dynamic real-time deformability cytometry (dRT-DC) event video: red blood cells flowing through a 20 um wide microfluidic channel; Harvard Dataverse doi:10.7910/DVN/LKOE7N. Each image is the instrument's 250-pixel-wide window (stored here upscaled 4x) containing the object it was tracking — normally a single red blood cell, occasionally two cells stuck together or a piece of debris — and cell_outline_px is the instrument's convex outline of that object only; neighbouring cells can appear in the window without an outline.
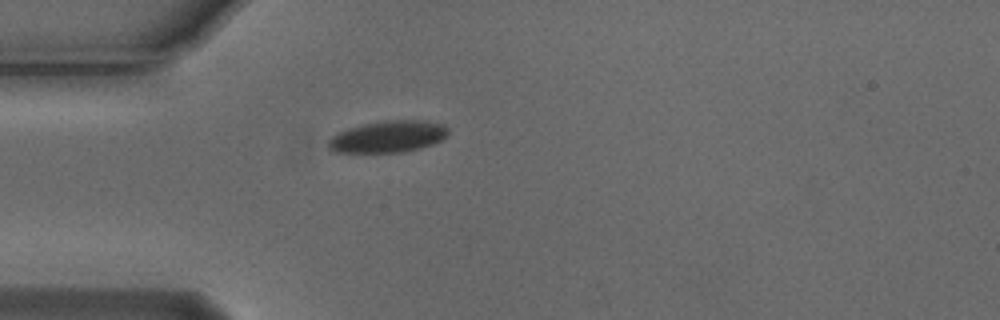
{"species": "Egyptian fruit bat (a non-hibernating species)", "species_latin": "Rousettus aegyptiacus", "temperature_condition": "cold", "stored_images_in_passage": 23, "camera_frame_rate_fps": 3000, "um_per_image_px": 0.085, "animal": {"sex": "male"}, "frame": {"image": 1, "passage_image": 1, "time_ms": 0.0, "image_size_px": [1000, 320], "cell_outline_px": [[448, 136], [432, 144], [420, 148], [404, 152], [332, 152], [328, 148], [328, 140], [336, 132], [348, 128], [364, 124], [384, 120], [428, 120], [444, 124], [448, 128]], "centroid_in_image_um": [32.99, 11.6], "position_along_channel_um": 52.0, "area_um2": 22.37}}
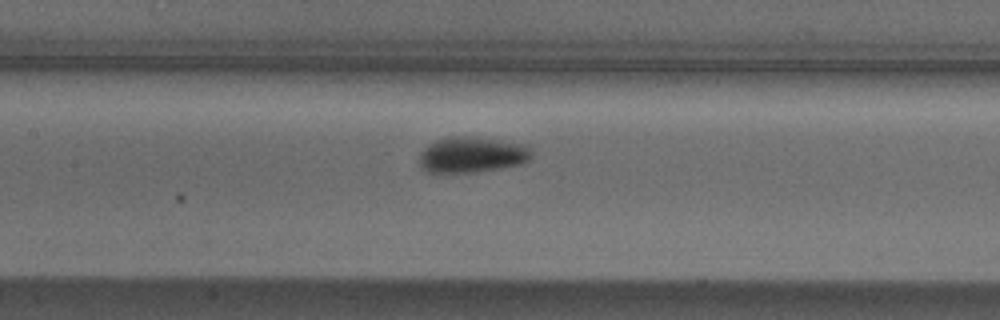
{"frame": {"image": 2, "passage_image": 11, "time_ms": 3.333, "image_size_px": [1000, 320], "cell_outline_px": [[532, 156], [528, 160], [520, 164], [476, 172], [424, 172], [420, 168], [420, 152], [428, 144], [436, 140], [448, 136], [468, 136], [528, 144], [532, 152]], "centroid_in_image_um": [40.1, 13.14], "position_along_channel_um": 167.3, "area_um2": 23.52}}
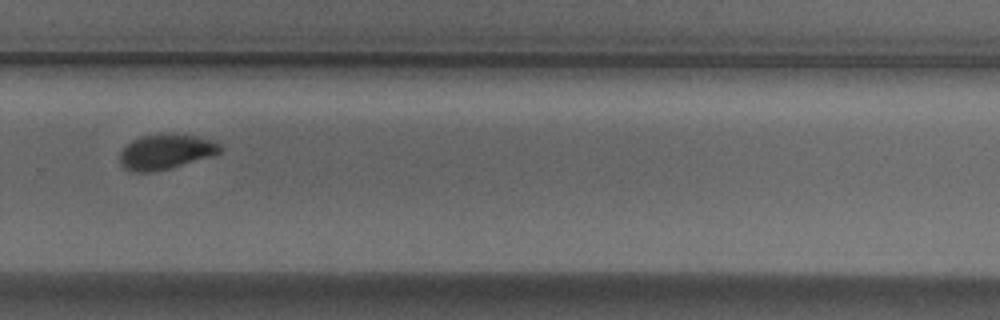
{"frame": {"image": 3, "passage_image": 23, "time_ms": 7.333, "image_size_px": [1000, 320], "cell_outline_px": [[224, 148], [220, 152], [208, 156], [168, 168], [148, 172], [132, 172], [124, 168], [120, 164], [120, 152], [132, 140], [140, 136], [160, 132], [196, 136], [212, 140], [220, 144]], "centroid_in_image_um": [14.05, 12.87], "position_along_channel_um": 315.8, "area_um2": 20.35}}